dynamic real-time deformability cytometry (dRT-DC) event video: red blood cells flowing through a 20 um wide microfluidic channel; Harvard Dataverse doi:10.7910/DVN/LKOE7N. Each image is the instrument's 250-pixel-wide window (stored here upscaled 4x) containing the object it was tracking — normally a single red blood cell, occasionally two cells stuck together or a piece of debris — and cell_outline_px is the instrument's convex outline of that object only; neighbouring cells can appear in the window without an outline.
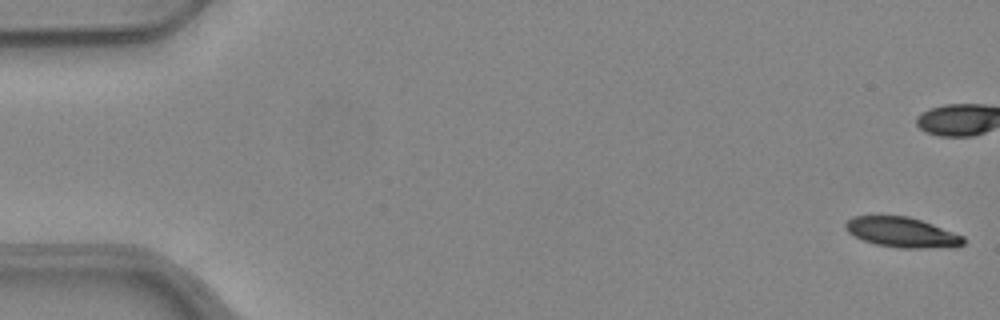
{"species": "common noctule bat (a hibernating species)", "species_latin": "Nyctalus noctula", "temperature_condition": "warm", "stored_images_in_passage": 53, "camera_frame_rate_fps": 3000, "um_per_image_px": 0.085, "animal": {"sex": "female", "body_mass_g": 24.6, "forearm_length_mm": 56.2}, "frame": {"image": 1, "passage_image": 1, "time_ms": 0.0, "image_size_px": [1000, 320], "cell_outline_px": [[964, 244], [956, 248], [900, 248], [876, 244], [864, 240], [848, 232], [844, 228], [844, 224], [852, 216], [908, 216], [932, 224], [964, 236]], "centroid_in_image_um": [76.7, 19.76], "position_along_channel_um": 8.3, "area_um2": 20.69}}
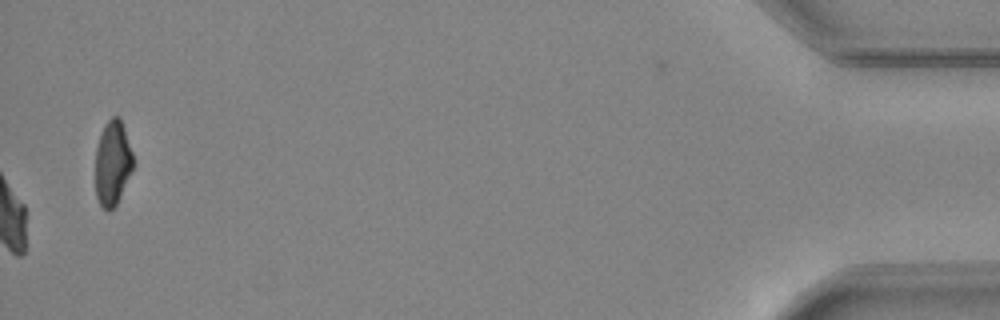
{"frame": {"image": 2, "passage_image": 53, "time_ms": 17.333, "image_size_px": [1000, 320], "cell_outline_px": [[132, 168], [120, 196], [116, 204], [108, 212], [100, 204], [96, 196], [96, 148], [104, 124], [112, 116], [120, 116], [132, 152]], "centroid_in_image_um": [9.55, 13.83], "position_along_channel_um": 425.6, "area_um2": 18.26}, "authors_computed_cell_mechanics": {"area_um2": 23.0044, "velocity_mm_per_s": 3.9609, "shape_relaxation_time_tau1_ms": 8.6179, "shape_relaxation_time_tau2_ms": null, "deformation_change_tau1": 0.1979, "deformation_change_tau2": null}}